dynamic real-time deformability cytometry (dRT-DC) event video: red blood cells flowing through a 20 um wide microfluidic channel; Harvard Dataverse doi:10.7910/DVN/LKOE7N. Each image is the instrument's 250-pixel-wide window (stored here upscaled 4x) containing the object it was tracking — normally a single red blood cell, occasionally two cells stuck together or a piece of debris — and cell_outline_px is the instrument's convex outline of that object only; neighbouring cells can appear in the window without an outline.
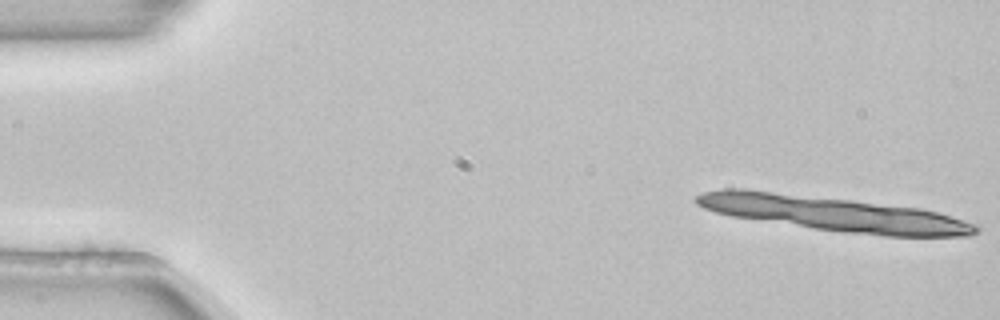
{"species": "common noctule bat (a hibernating species)", "species_latin": "Nyctalus noctula", "temperature_condition": "room temperature", "stored_images_in_passage": 3, "camera_frame_rate_fps": 3000, "um_per_image_px": 0.085, "animal": {"sex": "female", "body_mass_g": 22.7, "forearm_length_mm": 54.2}, "frame": {"image": 1, "passage_image": 1, "time_ms": 0.0, "image_size_px": [1000, 320], "cell_outline_px": [[964, 232], [932, 236], [912, 236], [832, 228], [812, 224], [832, 204], [856, 204], [924, 212], [940, 216], [952, 220]], "centroid_in_image_um": [75.3, 18.77], "position_along_channel_um": 9.7, "area_um2": 23.24}}